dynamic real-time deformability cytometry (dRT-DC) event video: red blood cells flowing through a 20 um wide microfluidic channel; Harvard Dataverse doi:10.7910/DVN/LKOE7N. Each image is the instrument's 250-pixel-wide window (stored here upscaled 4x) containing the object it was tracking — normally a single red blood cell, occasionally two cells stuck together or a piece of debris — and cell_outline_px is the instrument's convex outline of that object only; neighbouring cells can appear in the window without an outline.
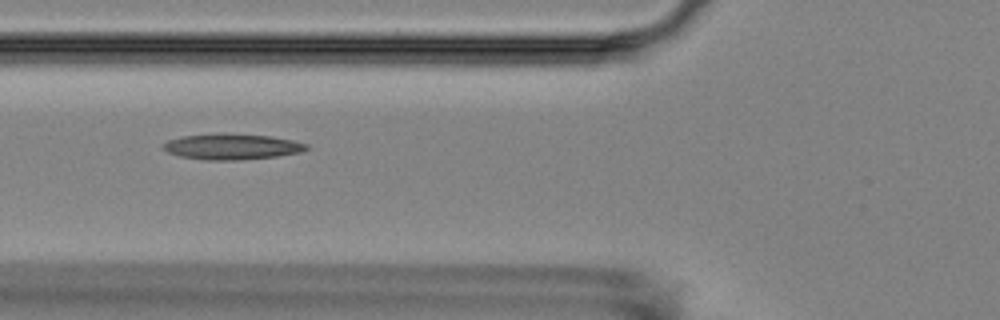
{"species": "Egyptian fruit bat (a non-hibernating species)", "species_latin": "Rousettus aegyptiacus", "temperature_condition": "room temperature", "stored_images_in_passage": 7, "camera_frame_rate_fps": 3000, "um_per_image_px": 0.085, "animal": {"sex": "female"}, "frame": {"image": 1, "passage_image": 2, "time_ms": 1.333, "image_size_px": [1000, 320], "cell_outline_px": [[308, 148], [300, 152], [276, 156], [240, 160], [208, 160], [180, 156], [168, 152], [164, 148], [164, 144], [168, 140], [184, 136], [220, 132], [224, 132], [272, 136], [292, 140], [308, 144]], "centroid_in_image_um": [19.73, 12.44], "position_along_channel_um": 106.1, "area_um2": 21.56}}
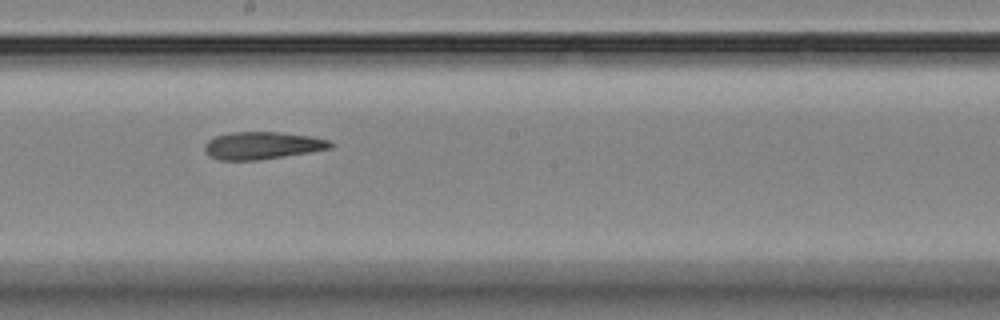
{"frame": {"image": 2, "passage_image": 5, "time_ms": 4.667, "image_size_px": [1000, 320], "cell_outline_px": [[336, 144], [332, 148], [308, 152], [256, 160], [220, 160], [208, 156], [204, 152], [204, 144], [208, 140], [216, 136], [228, 132], [276, 132], [312, 136], [332, 140]], "centroid_in_image_um": [22.29, 12.36], "position_along_channel_um": 225.9, "area_um2": 20.23}}
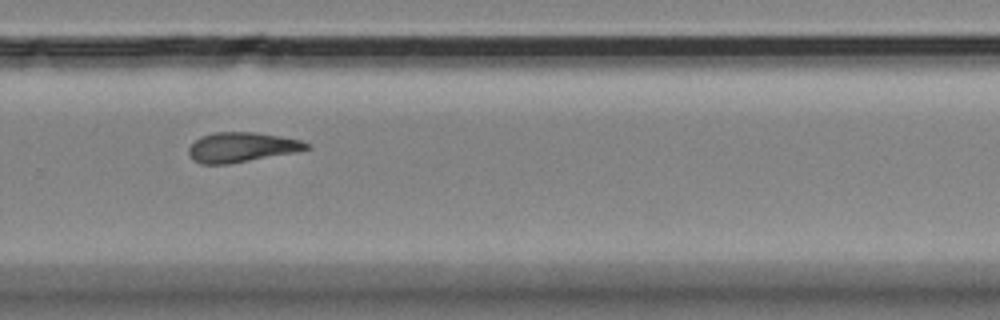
{"frame": {"image": 3, "passage_image": 7, "time_ms": 7.0, "image_size_px": [1000, 320], "cell_outline_px": [[312, 148], [296, 152], [228, 164], [200, 164], [192, 160], [188, 152], [188, 148], [200, 136], [216, 132], [256, 132], [280, 136], [300, 140], [308, 144]], "centroid_in_image_um": [20.52, 12.52], "position_along_channel_um": 309.3, "area_um2": 20.46}}